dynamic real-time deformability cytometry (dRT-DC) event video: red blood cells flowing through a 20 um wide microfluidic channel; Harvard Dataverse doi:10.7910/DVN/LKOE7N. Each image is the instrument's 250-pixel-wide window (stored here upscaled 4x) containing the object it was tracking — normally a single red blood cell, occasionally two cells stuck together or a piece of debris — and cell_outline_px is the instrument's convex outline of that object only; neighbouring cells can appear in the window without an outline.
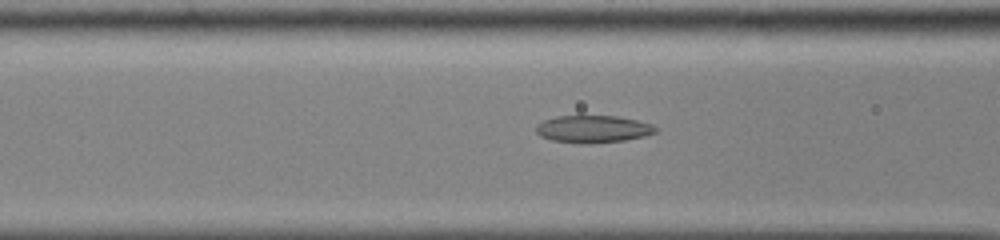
{"species": "common noctule bat (a hibernating species)", "species_latin": "Nyctalus noctula", "temperature_condition": "cold", "stored_images_in_passage": 55, "camera_frame_rate_fps": 3000, "um_per_image_px": 0.085, "animal": {"sex": "male", "body_mass_g": 13.0, "forearm_length_mm": 53.1}, "frame": {"image": 1, "passage_image": 24, "time_ms": 7.667, "image_size_px": [1000, 240], "cell_outline_px": [[656, 132], [644, 136], [624, 140], [552, 140], [540, 136], [536, 132], [536, 124], [544, 120], [556, 116], [616, 116], [636, 120], [652, 124], [656, 128]], "centroid_in_image_um": [50.4, 10.9], "position_along_channel_um": 116.2, "area_um2": 17.86}}
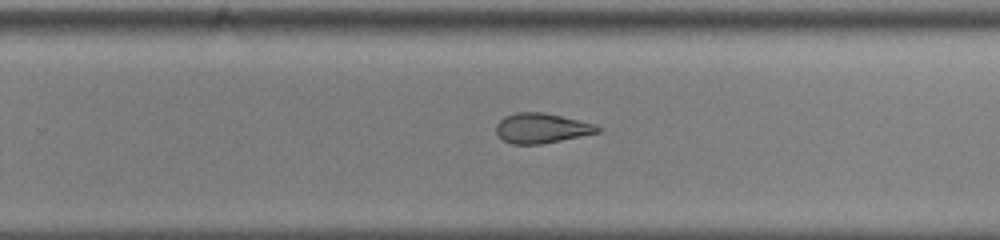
{"frame": {"image": 2, "passage_image": 37, "time_ms": 12.0, "image_size_px": [1000, 240], "cell_outline_px": [[604, 128], [600, 132], [540, 144], [512, 144], [504, 140], [496, 132], [496, 124], [504, 116], [516, 112], [544, 112], [596, 124]], "centroid_in_image_um": [46.05, 10.88], "position_along_channel_um": 283.7, "area_um2": 17.69}}
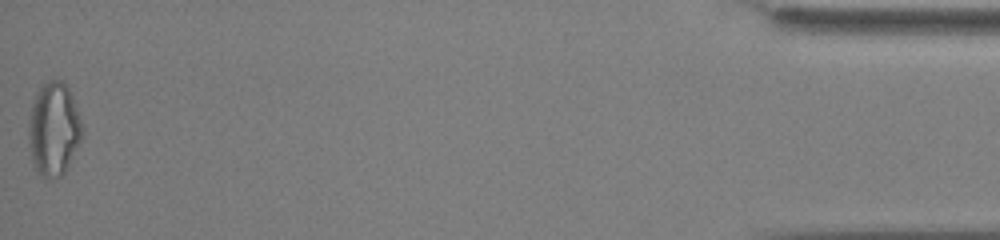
{"frame": {"image": 3, "passage_image": 55, "time_ms": 18.0, "image_size_px": [1000, 240], "cell_outline_px": [[84, 136], [68, 168], [60, 176], [48, 180], [40, 176], [36, 172], [32, 160], [28, 144], [28, 120], [32, 104], [40, 84], [48, 80], [60, 80], [68, 88], [72, 96], [84, 132]], "centroid_in_image_um": [4.56, 11.02], "position_along_channel_um": 430.6, "area_um2": 29.71}, "authors_computed_cell_mechanics": {"area_um2": 20.0566, "velocity_mm_per_s": 3.8723, "shape_relaxation_time_tau1_ms": 9.4811, "shape_relaxation_time_tau2_ms": 2.0931, "deformation_change_tau1": 0.2382, "deformation_change_tau2": 0.0968}}